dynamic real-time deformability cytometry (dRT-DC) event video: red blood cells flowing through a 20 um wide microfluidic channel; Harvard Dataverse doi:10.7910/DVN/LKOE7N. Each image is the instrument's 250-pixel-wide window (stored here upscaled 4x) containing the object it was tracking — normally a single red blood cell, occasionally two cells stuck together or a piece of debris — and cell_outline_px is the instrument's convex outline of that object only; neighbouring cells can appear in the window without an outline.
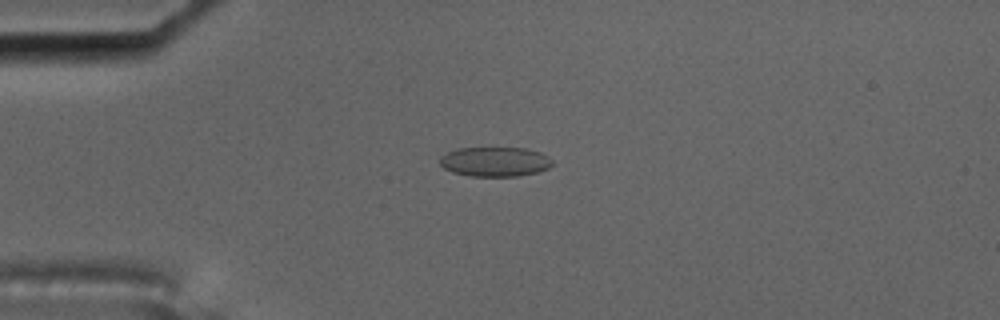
{"species": "common noctule bat (a hibernating species)", "species_latin": "Nyctalus noctula", "temperature_condition": "cold", "stored_images_in_passage": 3, "camera_frame_rate_fps": 3000, "um_per_image_px": 0.085, "animal": {"sex": "male", "body_mass_g": 17.5, "forearm_length_mm": 52.3}, "frame": {"image": 1, "passage_image": 1, "time_ms": 0.0, "image_size_px": [1000, 320], "cell_outline_px": [[552, 164], [548, 168], [536, 172], [516, 176], [468, 176], [452, 172], [444, 168], [440, 164], [440, 156], [448, 152], [460, 148], [524, 148], [540, 152], [548, 156], [552, 160]], "centroid_in_image_um": [42.06, 13.74], "position_along_channel_um": 42.9, "area_um2": 19.31}}